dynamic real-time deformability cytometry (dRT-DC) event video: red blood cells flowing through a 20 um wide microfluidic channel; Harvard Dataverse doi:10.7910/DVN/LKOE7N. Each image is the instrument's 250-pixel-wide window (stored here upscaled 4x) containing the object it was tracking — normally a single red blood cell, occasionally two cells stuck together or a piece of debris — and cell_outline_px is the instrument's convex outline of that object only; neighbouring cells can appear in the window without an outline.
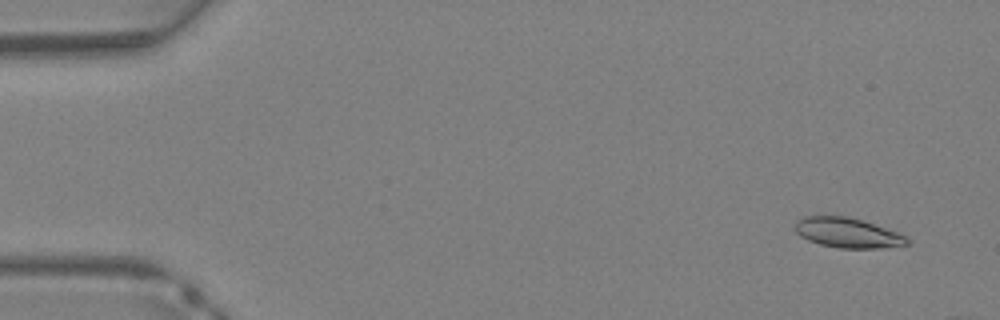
{"species": "Egyptian fruit bat (a non-hibernating species)", "species_latin": "Rousettus aegyptiacus", "temperature_condition": "warm", "stored_images_in_passage": 9, "camera_frame_rate_fps": 3000, "um_per_image_px": 0.085, "animal": {"sex": "female"}, "frame": {"image": 1, "passage_image": 2, "time_ms": 0.333, "image_size_px": [1000, 320], "cell_outline_px": [[908, 244], [884, 248], [840, 248], [820, 244], [808, 240], [800, 236], [796, 232], [796, 220], [804, 216], [848, 216], [864, 220], [908, 236]], "centroid_in_image_um": [72.06, 19.78], "position_along_channel_um": 12.9, "area_um2": 19.59}}